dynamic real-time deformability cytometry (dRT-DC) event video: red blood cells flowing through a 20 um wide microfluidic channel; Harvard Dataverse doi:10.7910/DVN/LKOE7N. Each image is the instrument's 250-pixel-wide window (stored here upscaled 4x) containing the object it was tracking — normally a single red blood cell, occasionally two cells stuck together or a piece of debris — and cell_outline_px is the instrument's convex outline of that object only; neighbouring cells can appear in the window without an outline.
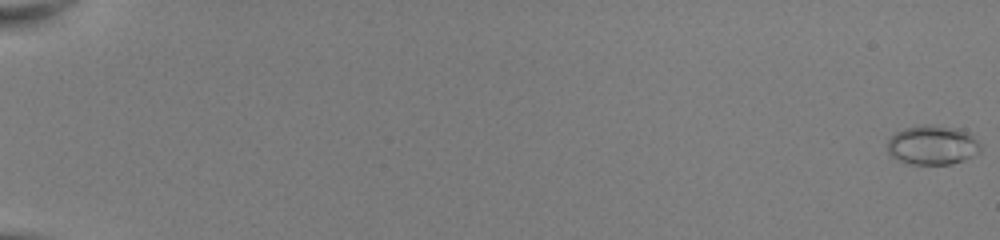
{"species": "common noctule bat (a hibernating species)", "species_latin": "Nyctalus noctula", "temperature_condition": "room temperature", "stored_images_in_passage": 53, "camera_frame_rate_fps": 3000, "um_per_image_px": 0.085, "animal": {"sex": "female", "body_mass_g": 22.0, "forearm_length_mm": 56.7}, "frame": {"image": 1, "passage_image": 1, "time_ms": 0.0, "image_size_px": [1000, 240], "cell_outline_px": [[980, 152], [964, 160], [952, 164], [908, 164], [896, 160], [888, 152], [888, 140], [896, 132], [904, 128], [924, 124], [928, 124], [956, 128], [968, 132], [980, 144]], "centroid_in_image_um": [79.24, 12.34], "position_along_channel_um": 5.8, "area_um2": 21.39}}
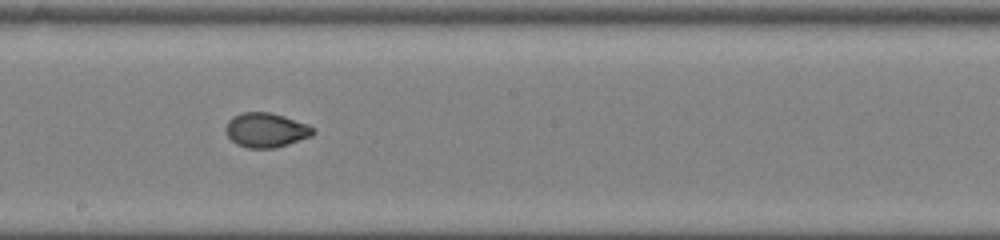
{"frame": {"image": 2, "passage_image": 33, "time_ms": 10.667, "image_size_px": [1000, 240], "cell_outline_px": [[316, 132], [312, 136], [288, 144], [272, 148], [248, 148], [236, 144], [228, 136], [224, 128], [228, 120], [232, 116], [244, 112], [268, 112], [284, 116], [308, 124]], "centroid_in_image_um": [22.59, 11.05], "position_along_channel_um": 225.6, "area_um2": 17.57}}
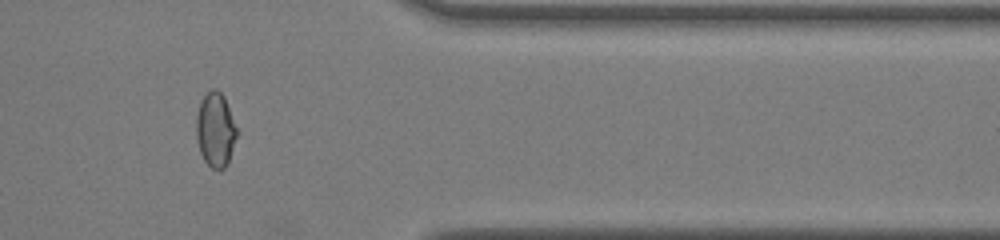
{"frame": {"image": 3, "passage_image": 46, "time_ms": 15.0, "image_size_px": [1000, 240], "cell_outline_px": [[236, 136], [228, 160], [224, 168], [212, 168], [204, 160], [200, 152], [196, 136], [196, 116], [200, 100], [212, 88], [216, 88], [224, 96], [236, 128]], "centroid_in_image_um": [18.27, 10.99], "position_along_channel_um": 393.1, "area_um2": 17.17}, "authors_computed_cell_mechanics": {"area_um2": 17.9758, "velocity_mm_per_s": 4.0791, "shape_relaxation_time_tau1_ms": 10.818, "shape_relaxation_time_tau2_ms": null, "deformation_change_tau1": 0.2608, "deformation_change_tau2": null}}